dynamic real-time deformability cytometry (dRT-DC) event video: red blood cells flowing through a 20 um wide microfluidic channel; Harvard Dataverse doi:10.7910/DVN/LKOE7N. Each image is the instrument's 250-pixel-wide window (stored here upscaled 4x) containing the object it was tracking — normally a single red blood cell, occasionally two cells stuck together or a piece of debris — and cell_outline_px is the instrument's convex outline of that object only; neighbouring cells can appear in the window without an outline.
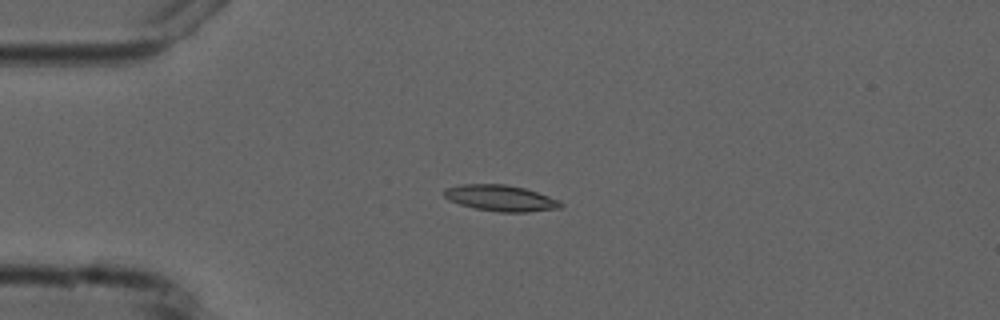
{"species": "common noctule bat (a hibernating species)", "species_latin": "Nyctalus noctula", "temperature_condition": "cold", "stored_images_in_passage": 6, "camera_frame_rate_fps": 3000, "um_per_image_px": 0.085, "animal": {"sex": "male", "forearm_length_mm": 52.5}, "frame": {"image": 1, "passage_image": 4, "time_ms": 3.333, "image_size_px": [1000, 320], "cell_outline_px": [[564, 204], [560, 208], [528, 212], [496, 212], [476, 208], [460, 204], [448, 200], [444, 196], [444, 188], [460, 184], [504, 184], [524, 188], [560, 200]], "centroid_in_image_um": [42.54, 16.84], "position_along_channel_um": 42.5, "area_um2": 17.74}}
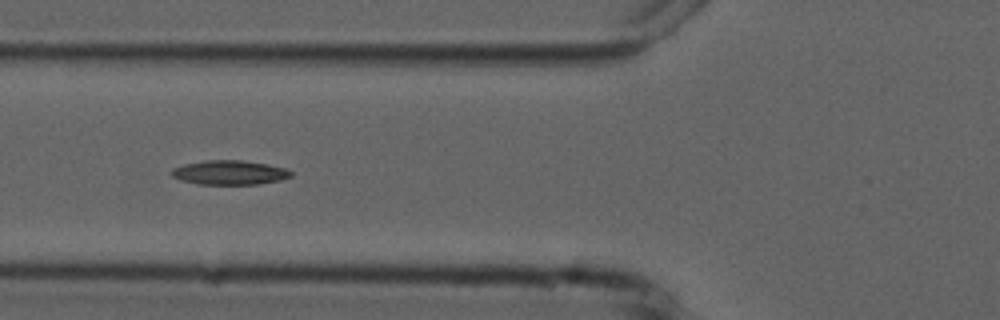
{"frame": {"image": 2, "passage_image": 6, "time_ms": 5.667, "image_size_px": [1000, 320], "cell_outline_px": [[292, 176], [280, 180], [260, 184], [196, 184], [180, 180], [172, 176], [172, 168], [184, 164], [204, 160], [240, 160], [268, 164], [284, 168], [292, 172]], "centroid_in_image_um": [19.5, 14.66], "position_along_channel_um": 106.3, "area_um2": 16.94}}